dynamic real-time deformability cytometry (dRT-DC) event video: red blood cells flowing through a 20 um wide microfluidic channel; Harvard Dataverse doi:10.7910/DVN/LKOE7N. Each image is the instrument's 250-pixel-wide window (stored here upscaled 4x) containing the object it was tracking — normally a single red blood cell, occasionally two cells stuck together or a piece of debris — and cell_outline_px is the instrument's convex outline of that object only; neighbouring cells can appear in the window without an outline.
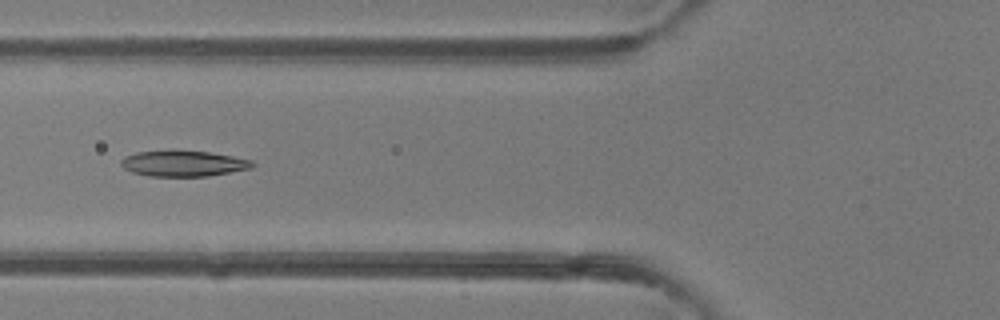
{"species": "common noctule bat (a hibernating species)", "species_latin": "Nyctalus noctula", "temperature_condition": "room temperature", "stored_images_in_passage": 37, "camera_frame_rate_fps": 3000, "um_per_image_px": 0.085, "animal": {"sex": "female"}, "frame": {"image": 1, "passage_image": 8, "time_ms": 2.333, "image_size_px": [1000, 320], "cell_outline_px": [[256, 164], [252, 168], [208, 176], [148, 176], [132, 172], [124, 168], [120, 164], [120, 160], [124, 156], [136, 152], [208, 152], [232, 156], [252, 160]], "centroid_in_image_um": [15.59, 13.92], "position_along_channel_um": 110.2, "area_um2": 19.31}}
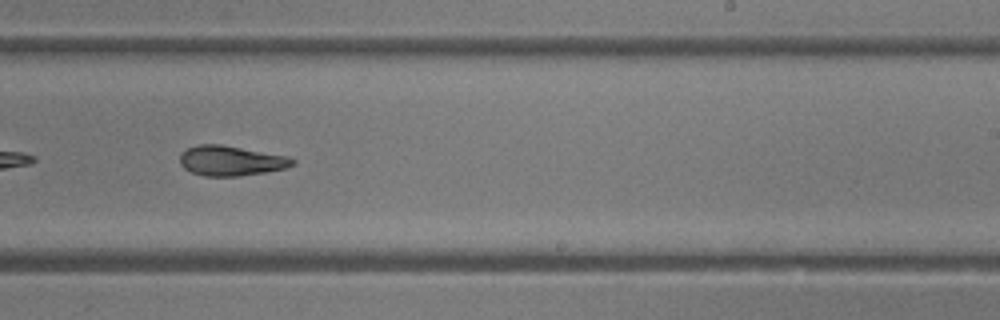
{"frame": {"image": 2, "passage_image": 19, "time_ms": 6.0, "image_size_px": [1000, 320], "cell_outline_px": [[296, 164], [284, 168], [264, 172], [240, 176], [204, 176], [192, 172], [184, 168], [180, 164], [180, 152], [196, 144], [220, 144], [288, 156], [296, 160]], "centroid_in_image_um": [19.61, 13.66], "position_along_channel_um": 269.4, "area_um2": 19.71}}
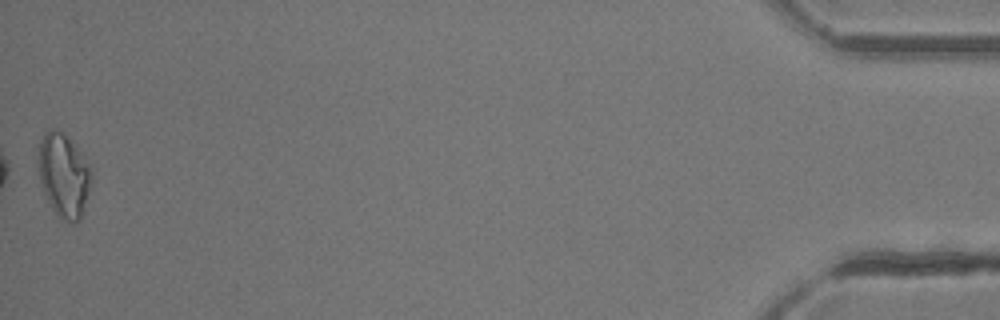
{"frame": {"image": 3, "passage_image": 37, "time_ms": 12.0, "image_size_px": [1000, 320], "cell_outline_px": [[92, 180], [84, 212], [80, 220], [72, 224], [60, 220], [56, 216], [44, 192], [40, 180], [40, 140], [44, 132], [52, 128], [56, 128], [92, 164]], "centroid_in_image_um": [5.47, 14.98], "position_along_channel_um": 429.7, "area_um2": 25.89}, "authors_computed_cell_mechanics": {"area_um2": 20.0566, "velocity_mm_per_s": 4.3368, "shape_relaxation_time_tau1_ms": 4.5143, "shape_relaxation_time_tau2_ms": 4.5678, "deformation_change_tau1": 0.1631, "deformation_change_tau2": 0.1408}}